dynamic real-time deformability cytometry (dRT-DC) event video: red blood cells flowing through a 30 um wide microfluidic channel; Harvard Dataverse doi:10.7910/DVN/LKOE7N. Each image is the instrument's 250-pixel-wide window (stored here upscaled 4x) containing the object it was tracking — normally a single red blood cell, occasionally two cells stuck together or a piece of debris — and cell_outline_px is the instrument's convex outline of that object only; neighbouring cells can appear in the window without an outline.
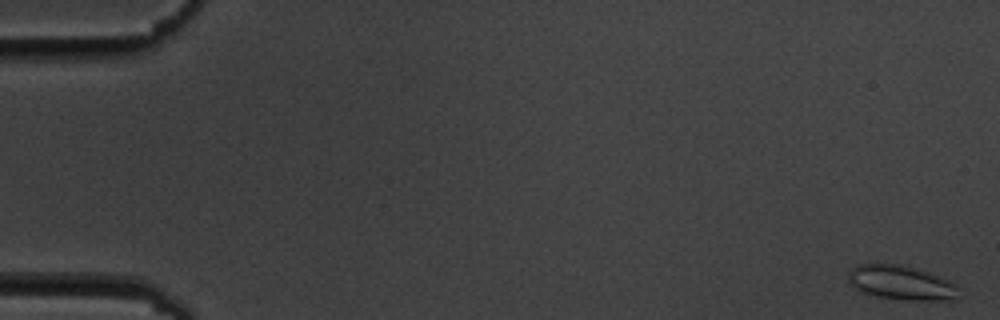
{"species": "common noctule bat (a hibernating species)", "species_latin": "Nyctalus noctula", "temperature_condition": "cold", "stored_images_in_passage": 5, "camera_frame_rate_fps": 3000, "um_per_image_px": 0.085, "animal": {"sex": "male", "body_mass_g": 19.5, "forearm_length_mm": 54.6}, "frame": {"image": 1, "passage_image": 1, "time_ms": 0.0, "image_size_px": [1000, 320], "cell_outline_px": [[956, 300], [904, 300], [880, 296], [864, 292], [848, 284], [848, 272], [856, 264], [896, 264], [912, 268], [948, 280], [956, 284]], "centroid_in_image_um": [76.54, 24.04], "position_along_channel_um": 8.5, "area_um2": 21.56}}